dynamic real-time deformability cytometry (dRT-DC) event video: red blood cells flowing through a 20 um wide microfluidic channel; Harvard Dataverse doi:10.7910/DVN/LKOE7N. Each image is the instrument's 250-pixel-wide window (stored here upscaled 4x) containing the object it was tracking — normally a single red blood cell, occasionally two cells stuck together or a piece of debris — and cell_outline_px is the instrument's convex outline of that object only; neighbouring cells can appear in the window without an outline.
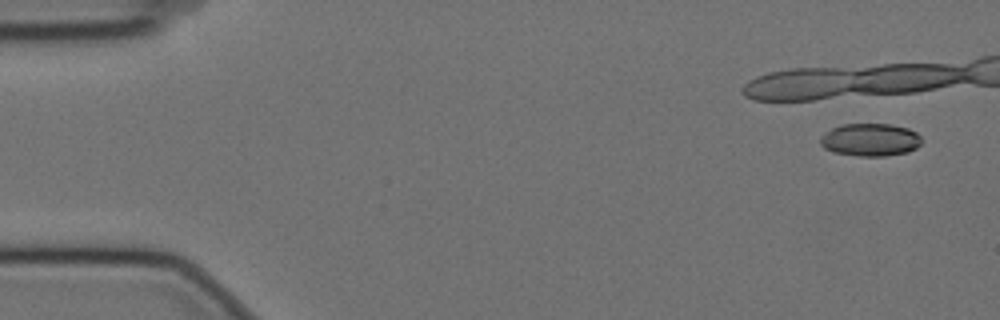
{"species": "Egyptian fruit bat (a non-hibernating species)", "species_latin": "Rousettus aegyptiacus", "temperature_condition": "cold", "stored_images_in_passage": 6, "camera_frame_rate_fps": 3000, "um_per_image_px": 0.085, "animal": {"sex": "female"}, "frame": {"image": 1, "passage_image": 1, "time_ms": 0.0, "image_size_px": [1000, 320], "cell_outline_px": [[920, 144], [916, 148], [908, 152], [884, 156], [860, 156], [832, 152], [824, 148], [820, 144], [820, 136], [824, 132], [840, 124], [888, 124], [908, 128], [916, 132], [920, 136]], "centroid_in_image_um": [73.93, 11.88], "position_along_channel_um": 11.1, "area_um2": 19.42}}